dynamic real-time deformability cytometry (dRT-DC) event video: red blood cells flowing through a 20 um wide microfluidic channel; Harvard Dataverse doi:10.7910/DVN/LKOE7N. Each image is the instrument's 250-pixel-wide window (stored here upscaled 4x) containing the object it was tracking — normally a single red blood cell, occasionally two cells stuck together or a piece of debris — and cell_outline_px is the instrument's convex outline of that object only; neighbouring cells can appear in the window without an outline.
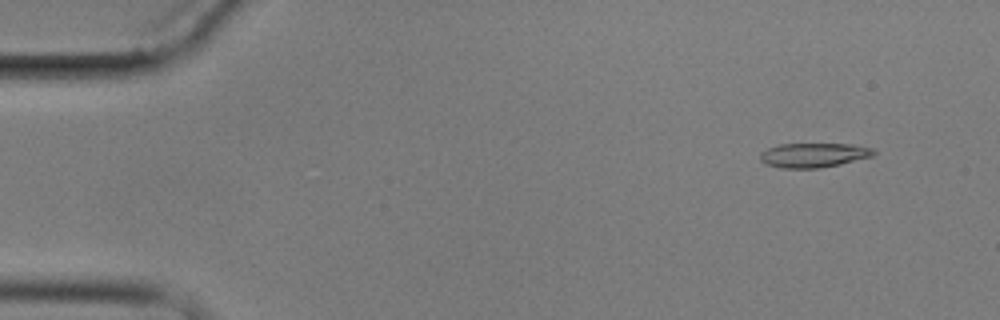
{"species": "common noctule bat (a hibernating species)", "species_latin": "Nyctalus noctula", "temperature_condition": "cold", "stored_images_in_passage": 5, "camera_frame_rate_fps": 3000, "um_per_image_px": 0.085, "animal": {"sex": "male", "body_mass_g": 17.9}, "frame": {"image": 1, "passage_image": 5, "time_ms": 6.0, "image_size_px": [1000, 320], "cell_outline_px": [[876, 152], [872, 156], [840, 164], [820, 168], [780, 168], [764, 164], [760, 160], [760, 152], [768, 148], [780, 144], [852, 144], [872, 148]], "centroid_in_image_um": [69.12, 13.19], "position_along_channel_um": 15.9, "area_um2": 16.18}}